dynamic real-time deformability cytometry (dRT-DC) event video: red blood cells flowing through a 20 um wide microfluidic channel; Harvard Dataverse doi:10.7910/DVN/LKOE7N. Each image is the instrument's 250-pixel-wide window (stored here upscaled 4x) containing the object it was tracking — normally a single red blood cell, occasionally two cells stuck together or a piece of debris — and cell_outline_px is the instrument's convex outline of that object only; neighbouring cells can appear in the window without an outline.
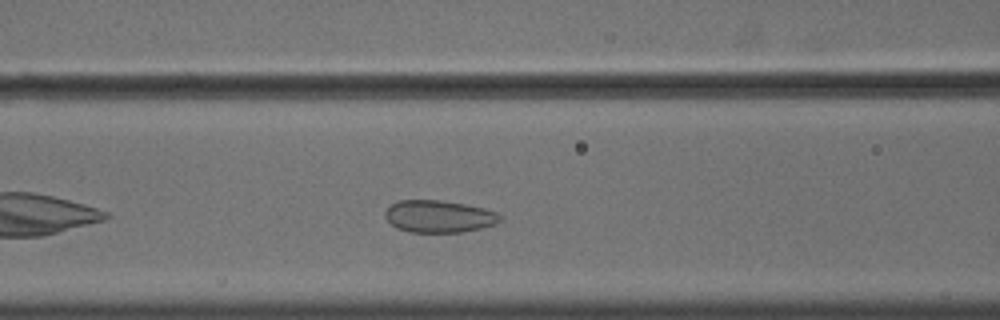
{"species": "common noctule bat (a hibernating species)", "species_latin": "Nyctalus noctula", "temperature_condition": "cold", "stored_images_in_passage": 41, "camera_frame_rate_fps": 3000, "um_per_image_px": 0.085, "animal": {"sex": "male", "body_mass_g": 18.8}, "frame": {"image": 1, "passage_image": 9, "time_ms": 2.667, "image_size_px": [1000, 320], "cell_outline_px": [[500, 220], [496, 224], [464, 232], [408, 232], [396, 228], [384, 216], [384, 212], [392, 204], [400, 200], [440, 200], [464, 204], [484, 208], [496, 212], [500, 216]], "centroid_in_image_um": [37.29, 18.4], "position_along_channel_um": 129.3, "area_um2": 21.5}}
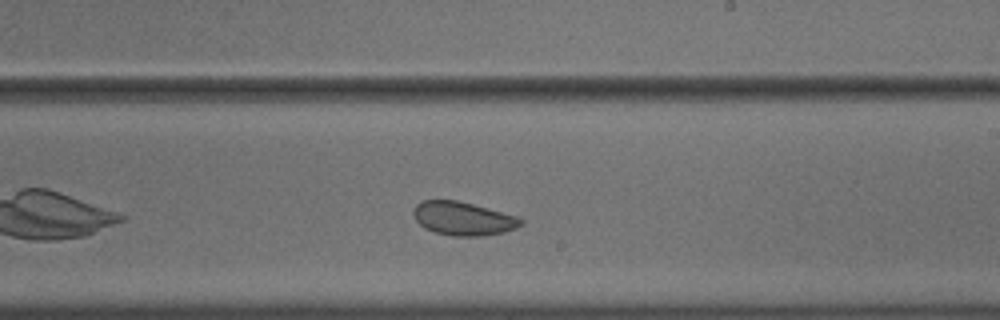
{"frame": {"image": 2, "passage_image": 19, "time_ms": 6.0, "image_size_px": [1000, 320], "cell_outline_px": [[524, 224], [516, 228], [504, 232], [484, 236], [452, 236], [436, 232], [424, 228], [416, 220], [412, 212], [416, 204], [420, 200], [456, 200], [472, 204], [516, 216], [524, 220]], "centroid_in_image_um": [39.36, 18.58], "position_along_channel_um": 249.6, "area_um2": 20.98}}
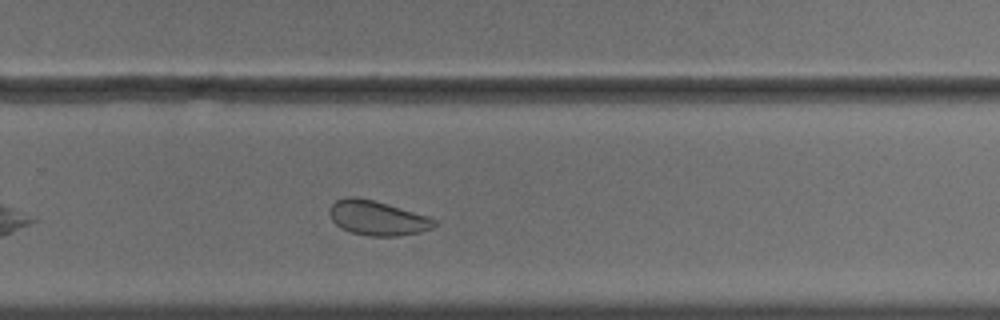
{"frame": {"image": 3, "passage_image": 23, "time_ms": 7.333, "image_size_px": [1000, 320], "cell_outline_px": [[436, 224], [432, 228], [420, 232], [400, 236], [368, 236], [352, 232], [336, 224], [332, 220], [328, 212], [332, 204], [336, 200], [348, 196], [356, 196], [388, 204], [428, 216], [436, 220]], "centroid_in_image_um": [32.07, 18.53], "position_along_channel_um": 297.7, "area_um2": 21.04}, "authors_computed_cell_mechanics": {"area_um2": 22.253, "velocity_mm_per_s": 3.6108, "shape_relaxation_time_tau1_ms": null, "shape_relaxation_time_tau2_ms": 1.2507, "deformation_change_tau1": null, "deformation_change_tau2": 0.0503}}